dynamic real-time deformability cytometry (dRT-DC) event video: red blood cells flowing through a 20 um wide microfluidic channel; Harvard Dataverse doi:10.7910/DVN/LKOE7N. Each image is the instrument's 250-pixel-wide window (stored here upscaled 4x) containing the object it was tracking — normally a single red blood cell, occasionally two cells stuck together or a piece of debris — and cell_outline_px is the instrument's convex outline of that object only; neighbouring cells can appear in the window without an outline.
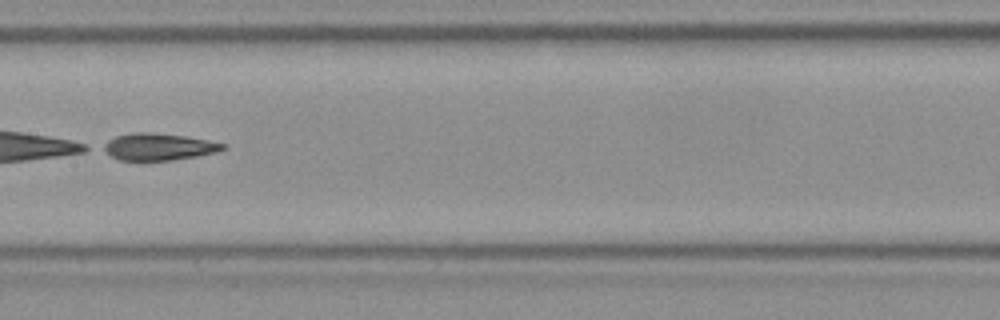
{"species": "Egyptian fruit bat (a non-hibernating species)", "species_latin": "Rousettus aegyptiacus", "temperature_condition": "room temperature", "stored_images_in_passage": 50, "camera_frame_rate_fps": 3000, "um_per_image_px": 0.085, "frame": {"image": 1, "passage_image": 26, "time_ms": 8.333, "image_size_px": [1000, 320], "cell_outline_px": [[228, 148], [216, 152], [196, 156], [172, 160], [120, 160], [112, 156], [100, 148], [100, 144], [116, 136], [132, 132], [148, 132], [184, 136], [208, 140], [228, 144]], "centroid_in_image_um": [13.47, 12.47], "position_along_channel_um": 193.9, "area_um2": 18.84}}
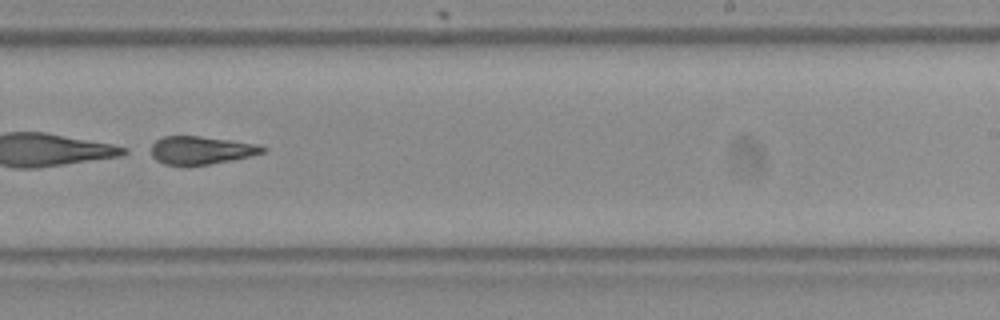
{"frame": {"image": 2, "passage_image": 32, "time_ms": 10.333, "image_size_px": [1000, 320], "cell_outline_px": [[268, 148], [264, 152], [252, 156], [232, 160], [208, 164], [164, 164], [156, 160], [152, 156], [152, 144], [156, 140], [164, 136], [200, 136], [256, 144]], "centroid_in_image_um": [17.11, 12.76], "position_along_channel_um": 271.9, "area_um2": 17.92}}